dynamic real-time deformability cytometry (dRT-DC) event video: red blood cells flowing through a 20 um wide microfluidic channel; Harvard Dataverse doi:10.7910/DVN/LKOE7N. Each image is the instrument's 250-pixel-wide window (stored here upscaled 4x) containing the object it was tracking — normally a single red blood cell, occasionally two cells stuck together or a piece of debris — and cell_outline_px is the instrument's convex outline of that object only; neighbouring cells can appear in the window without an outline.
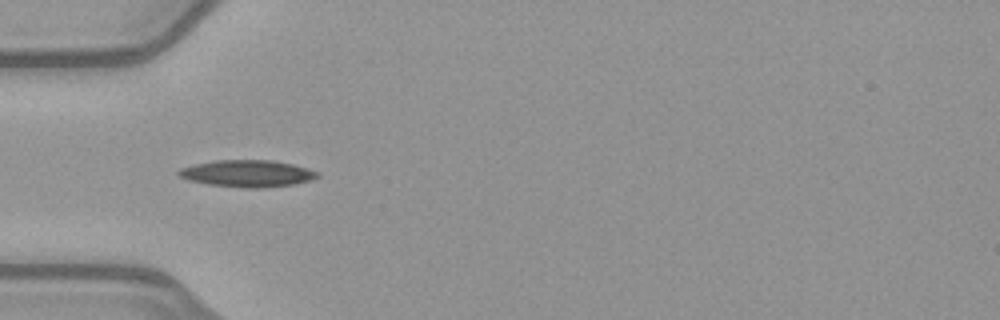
{"species": "common noctule bat (a hibernating species)", "species_latin": "Nyctalus noctula", "temperature_condition": "warm", "stored_images_in_passage": 38, "camera_frame_rate_fps": 3000, "um_per_image_px": 0.085, "animal": {"sex": "female", "body_mass_g": 21.9}, "frame": {"image": 1, "passage_image": 3, "time_ms": 0.667, "image_size_px": [1000, 320], "cell_outline_px": [[320, 176], [312, 180], [292, 184], [264, 188], [244, 188], [208, 184], [188, 180], [180, 176], [176, 172], [180, 168], [196, 164], [216, 160], [272, 160], [292, 164], [320, 172]], "centroid_in_image_um": [21.04, 14.75], "position_along_channel_um": 64.0, "area_um2": 21.73}}
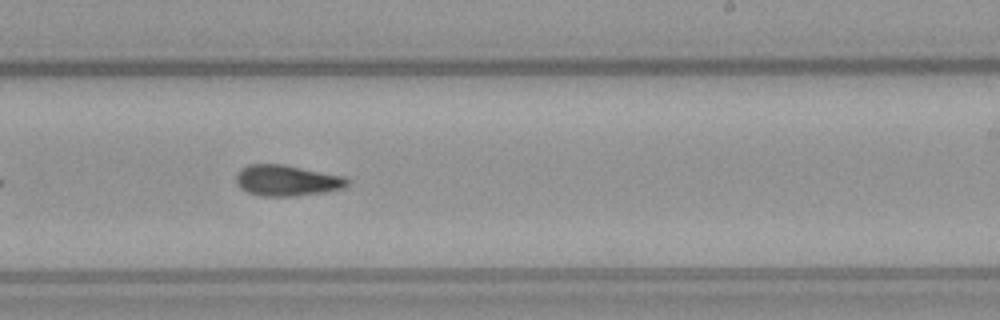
{"frame": {"image": 2, "passage_image": 18, "time_ms": 5.667, "image_size_px": [1000, 320], "cell_outline_px": [[352, 180], [344, 188], [324, 192], [296, 196], [264, 196], [248, 192], [240, 188], [236, 184], [236, 172], [240, 168], [248, 164], [284, 164], [344, 176]], "centroid_in_image_um": [24.38, 15.33], "position_along_channel_um": 264.6, "area_um2": 20.29}}
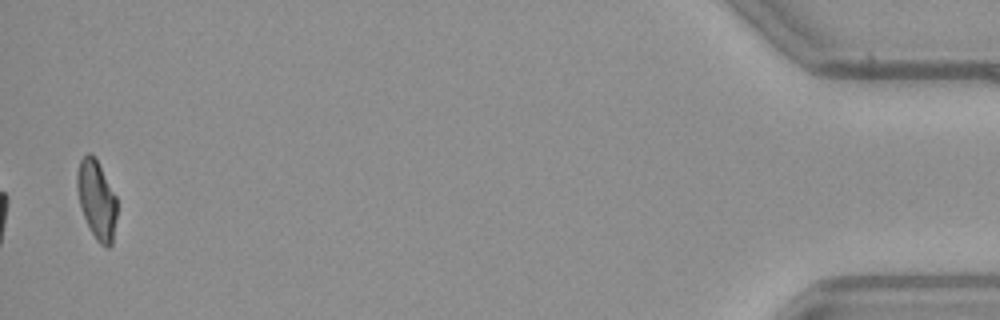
{"frame": {"image": 3, "passage_image": 37, "time_ms": 12.0, "image_size_px": [1000, 320], "cell_outline_px": [[116, 216], [112, 244], [108, 248], [104, 248], [96, 240], [84, 216], [80, 204], [76, 188], [76, 172], [80, 160], [88, 152], [92, 152], [116, 196]], "centroid_in_image_um": [8.2, 16.97], "position_along_channel_um": 427.0, "area_um2": 18.15}, "authors_computed_cell_mechanics": {"area_um2": 19.8832, "velocity_mm_per_s": 4.018, "shape_relaxation_time_tau1_ms": 6.1411, "shape_relaxation_time_tau2_ms": 8.3015, "deformation_change_tau1": 0.1909, "deformation_change_tau2": 0.1784}}